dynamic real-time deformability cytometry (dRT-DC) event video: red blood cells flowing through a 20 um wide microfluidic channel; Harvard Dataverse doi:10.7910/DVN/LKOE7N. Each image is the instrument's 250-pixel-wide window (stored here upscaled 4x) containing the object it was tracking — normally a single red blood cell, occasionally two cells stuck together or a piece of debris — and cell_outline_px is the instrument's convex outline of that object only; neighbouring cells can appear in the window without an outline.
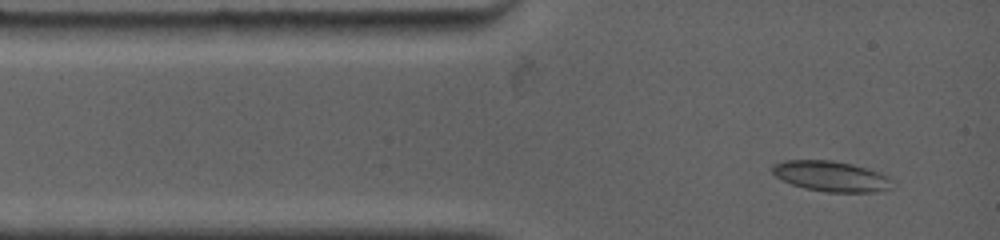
{"species": "common noctule bat (a hibernating species)", "species_latin": "Nyctalus noctula", "temperature_condition": "warm", "stored_images_in_passage": 30, "camera_frame_rate_fps": 4500, "um_per_image_px": 0.085, "animal": {"sex": "female", "body_mass_g": 19.0, "forearm_length_mm": 53.3}, "frame": {"image": 1, "passage_image": 2, "time_ms": 0.444, "image_size_px": [1000, 240], "cell_outline_px": [[892, 188], [876, 192], [824, 192], [804, 188], [780, 180], [772, 172], [772, 164], [784, 160], [832, 160], [852, 164], [888, 176]], "centroid_in_image_um": [70.58, 14.98], "position_along_channel_um": 14.4, "area_um2": 21.21}}
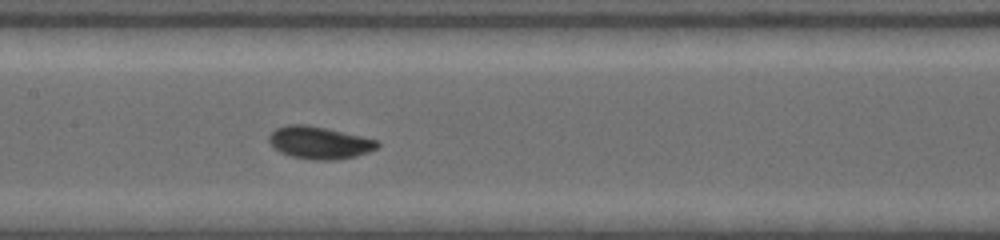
{"frame": {"image": 2, "passage_image": 14, "time_ms": 5.556, "image_size_px": [1000, 240], "cell_outline_px": [[380, 144], [376, 148], [368, 152], [356, 156], [332, 160], [312, 160], [292, 156], [280, 152], [268, 140], [268, 136], [276, 128], [284, 124], [308, 124], [360, 136], [376, 140]], "centroid_in_image_um": [27.11, 12.12], "position_along_channel_um": 180.3, "area_um2": 20.29}}
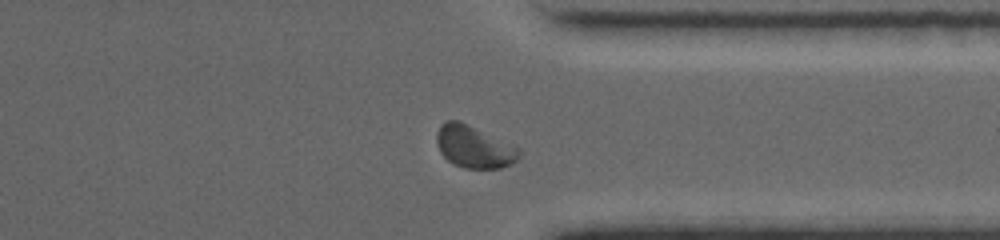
{"frame": {"image": 3, "passage_image": 26, "time_ms": 10.667, "image_size_px": [1000, 240], "cell_outline_px": [[520, 156], [512, 164], [500, 168], [464, 168], [452, 164], [440, 152], [436, 144], [436, 132], [440, 124], [448, 120], [460, 120], [520, 148]], "centroid_in_image_um": [40.27, 12.47], "position_along_channel_um": 371.1, "area_um2": 20.46}, "authors_computed_cell_mechanics": {"area_um2": 19.8543, "velocity_mm_per_s": 3.7584, "shape_relaxation_time_tau1_ms": 7.9196, "shape_relaxation_time_tau2_ms": 1.279, "deformation_change_tau1": 0.1937, "deformation_change_tau2": 0.0341}}